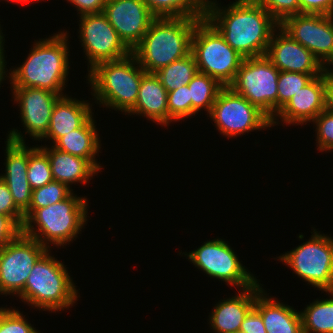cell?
I'll return each instance as SVG.
<instances>
[{
    "label": "cell",
    "mask_w": 333,
    "mask_h": 333,
    "mask_svg": "<svg viewBox=\"0 0 333 333\" xmlns=\"http://www.w3.org/2000/svg\"><path fill=\"white\" fill-rule=\"evenodd\" d=\"M235 1L209 0L205 19L244 58L264 56L280 24L256 0Z\"/></svg>",
    "instance_id": "1"
},
{
    "label": "cell",
    "mask_w": 333,
    "mask_h": 333,
    "mask_svg": "<svg viewBox=\"0 0 333 333\" xmlns=\"http://www.w3.org/2000/svg\"><path fill=\"white\" fill-rule=\"evenodd\" d=\"M68 35L60 30L51 37L34 40L22 65L9 69L11 87L47 89L66 95L63 91L70 68Z\"/></svg>",
    "instance_id": "2"
},
{
    "label": "cell",
    "mask_w": 333,
    "mask_h": 333,
    "mask_svg": "<svg viewBox=\"0 0 333 333\" xmlns=\"http://www.w3.org/2000/svg\"><path fill=\"white\" fill-rule=\"evenodd\" d=\"M201 19L156 18L141 42L132 50L146 73H156L191 52V38Z\"/></svg>",
    "instance_id": "3"
},
{
    "label": "cell",
    "mask_w": 333,
    "mask_h": 333,
    "mask_svg": "<svg viewBox=\"0 0 333 333\" xmlns=\"http://www.w3.org/2000/svg\"><path fill=\"white\" fill-rule=\"evenodd\" d=\"M145 73L135 55L130 53L118 60L96 64L88 71L87 80L97 104L126 115L135 107Z\"/></svg>",
    "instance_id": "4"
},
{
    "label": "cell",
    "mask_w": 333,
    "mask_h": 333,
    "mask_svg": "<svg viewBox=\"0 0 333 333\" xmlns=\"http://www.w3.org/2000/svg\"><path fill=\"white\" fill-rule=\"evenodd\" d=\"M87 201L85 196L78 197L73 192L62 201L39 208L24 222L22 233L49 250L52 244L64 248L78 238L88 221Z\"/></svg>",
    "instance_id": "5"
},
{
    "label": "cell",
    "mask_w": 333,
    "mask_h": 333,
    "mask_svg": "<svg viewBox=\"0 0 333 333\" xmlns=\"http://www.w3.org/2000/svg\"><path fill=\"white\" fill-rule=\"evenodd\" d=\"M51 255L50 249L34 265L18 298L31 308L56 313L71 308L80 295L67 265Z\"/></svg>",
    "instance_id": "6"
},
{
    "label": "cell",
    "mask_w": 333,
    "mask_h": 333,
    "mask_svg": "<svg viewBox=\"0 0 333 333\" xmlns=\"http://www.w3.org/2000/svg\"><path fill=\"white\" fill-rule=\"evenodd\" d=\"M191 52L198 71L209 75L224 87L233 83L244 60L205 18L194 28Z\"/></svg>",
    "instance_id": "7"
},
{
    "label": "cell",
    "mask_w": 333,
    "mask_h": 333,
    "mask_svg": "<svg viewBox=\"0 0 333 333\" xmlns=\"http://www.w3.org/2000/svg\"><path fill=\"white\" fill-rule=\"evenodd\" d=\"M316 230L313 228L308 241L275 259L323 293L333 291V237Z\"/></svg>",
    "instance_id": "8"
},
{
    "label": "cell",
    "mask_w": 333,
    "mask_h": 333,
    "mask_svg": "<svg viewBox=\"0 0 333 333\" xmlns=\"http://www.w3.org/2000/svg\"><path fill=\"white\" fill-rule=\"evenodd\" d=\"M279 73L265 55L244 58L229 87L272 120L278 112Z\"/></svg>",
    "instance_id": "9"
},
{
    "label": "cell",
    "mask_w": 333,
    "mask_h": 333,
    "mask_svg": "<svg viewBox=\"0 0 333 333\" xmlns=\"http://www.w3.org/2000/svg\"><path fill=\"white\" fill-rule=\"evenodd\" d=\"M197 269L207 276L226 282L232 287L242 290L258 283V279L239 260V256L231 248L228 241L215 238L204 242L200 247L183 252Z\"/></svg>",
    "instance_id": "10"
},
{
    "label": "cell",
    "mask_w": 333,
    "mask_h": 333,
    "mask_svg": "<svg viewBox=\"0 0 333 333\" xmlns=\"http://www.w3.org/2000/svg\"><path fill=\"white\" fill-rule=\"evenodd\" d=\"M208 115L216 130L227 138L272 127L265 113L229 86L219 92Z\"/></svg>",
    "instance_id": "11"
},
{
    "label": "cell",
    "mask_w": 333,
    "mask_h": 333,
    "mask_svg": "<svg viewBox=\"0 0 333 333\" xmlns=\"http://www.w3.org/2000/svg\"><path fill=\"white\" fill-rule=\"evenodd\" d=\"M49 249L22 232L0 249V295L19 297L34 265Z\"/></svg>",
    "instance_id": "12"
},
{
    "label": "cell",
    "mask_w": 333,
    "mask_h": 333,
    "mask_svg": "<svg viewBox=\"0 0 333 333\" xmlns=\"http://www.w3.org/2000/svg\"><path fill=\"white\" fill-rule=\"evenodd\" d=\"M79 19L78 38L88 61L87 71L100 62L118 60L132 53L103 12L80 15Z\"/></svg>",
    "instance_id": "13"
},
{
    "label": "cell",
    "mask_w": 333,
    "mask_h": 333,
    "mask_svg": "<svg viewBox=\"0 0 333 333\" xmlns=\"http://www.w3.org/2000/svg\"><path fill=\"white\" fill-rule=\"evenodd\" d=\"M280 27L325 67L333 60V15L300 13L286 18Z\"/></svg>",
    "instance_id": "14"
},
{
    "label": "cell",
    "mask_w": 333,
    "mask_h": 333,
    "mask_svg": "<svg viewBox=\"0 0 333 333\" xmlns=\"http://www.w3.org/2000/svg\"><path fill=\"white\" fill-rule=\"evenodd\" d=\"M329 76L325 71L314 77L290 98L271 120L272 127L282 123L291 125L309 124L327 108ZM280 119V121H279Z\"/></svg>",
    "instance_id": "15"
},
{
    "label": "cell",
    "mask_w": 333,
    "mask_h": 333,
    "mask_svg": "<svg viewBox=\"0 0 333 333\" xmlns=\"http://www.w3.org/2000/svg\"><path fill=\"white\" fill-rule=\"evenodd\" d=\"M103 14L131 51L157 18L143 0H107Z\"/></svg>",
    "instance_id": "16"
},
{
    "label": "cell",
    "mask_w": 333,
    "mask_h": 333,
    "mask_svg": "<svg viewBox=\"0 0 333 333\" xmlns=\"http://www.w3.org/2000/svg\"><path fill=\"white\" fill-rule=\"evenodd\" d=\"M5 144V173L0 178L6 183L16 206L24 213L31 203L32 188L27 178L29 147L23 133L15 128L8 132Z\"/></svg>",
    "instance_id": "17"
},
{
    "label": "cell",
    "mask_w": 333,
    "mask_h": 333,
    "mask_svg": "<svg viewBox=\"0 0 333 333\" xmlns=\"http://www.w3.org/2000/svg\"><path fill=\"white\" fill-rule=\"evenodd\" d=\"M14 103L20 109V119L25 130L35 141L44 140L50 125L52 110L59 95L47 89L10 87Z\"/></svg>",
    "instance_id": "18"
},
{
    "label": "cell",
    "mask_w": 333,
    "mask_h": 333,
    "mask_svg": "<svg viewBox=\"0 0 333 333\" xmlns=\"http://www.w3.org/2000/svg\"><path fill=\"white\" fill-rule=\"evenodd\" d=\"M265 56L279 71L311 74L313 77L326 71V67L311 51L280 26L274 31Z\"/></svg>",
    "instance_id": "19"
},
{
    "label": "cell",
    "mask_w": 333,
    "mask_h": 333,
    "mask_svg": "<svg viewBox=\"0 0 333 333\" xmlns=\"http://www.w3.org/2000/svg\"><path fill=\"white\" fill-rule=\"evenodd\" d=\"M262 286L258 282L255 286L242 289L237 295L216 303L208 319L210 329L215 333H234L240 330L241 323L254 307L256 295L263 289Z\"/></svg>",
    "instance_id": "20"
},
{
    "label": "cell",
    "mask_w": 333,
    "mask_h": 333,
    "mask_svg": "<svg viewBox=\"0 0 333 333\" xmlns=\"http://www.w3.org/2000/svg\"><path fill=\"white\" fill-rule=\"evenodd\" d=\"M92 104L88 100L63 95L55 103L45 141L53 145L65 134L82 127L93 115Z\"/></svg>",
    "instance_id": "21"
},
{
    "label": "cell",
    "mask_w": 333,
    "mask_h": 333,
    "mask_svg": "<svg viewBox=\"0 0 333 333\" xmlns=\"http://www.w3.org/2000/svg\"><path fill=\"white\" fill-rule=\"evenodd\" d=\"M266 292L263 288L256 295L254 308L261 314L267 333H303L300 312Z\"/></svg>",
    "instance_id": "22"
},
{
    "label": "cell",
    "mask_w": 333,
    "mask_h": 333,
    "mask_svg": "<svg viewBox=\"0 0 333 333\" xmlns=\"http://www.w3.org/2000/svg\"><path fill=\"white\" fill-rule=\"evenodd\" d=\"M168 92L155 73H145L135 107L127 115H139L160 126H168Z\"/></svg>",
    "instance_id": "23"
},
{
    "label": "cell",
    "mask_w": 333,
    "mask_h": 333,
    "mask_svg": "<svg viewBox=\"0 0 333 333\" xmlns=\"http://www.w3.org/2000/svg\"><path fill=\"white\" fill-rule=\"evenodd\" d=\"M50 161L53 180L67 185L89 183L99 171L87 160L56 149L53 145L39 146Z\"/></svg>",
    "instance_id": "24"
},
{
    "label": "cell",
    "mask_w": 333,
    "mask_h": 333,
    "mask_svg": "<svg viewBox=\"0 0 333 333\" xmlns=\"http://www.w3.org/2000/svg\"><path fill=\"white\" fill-rule=\"evenodd\" d=\"M95 123L92 116L82 127L65 134L53 146L63 152L87 159L100 172L102 166L96 156H99L102 144Z\"/></svg>",
    "instance_id": "25"
},
{
    "label": "cell",
    "mask_w": 333,
    "mask_h": 333,
    "mask_svg": "<svg viewBox=\"0 0 333 333\" xmlns=\"http://www.w3.org/2000/svg\"><path fill=\"white\" fill-rule=\"evenodd\" d=\"M329 298L315 299L300 311L303 333H333V291Z\"/></svg>",
    "instance_id": "26"
},
{
    "label": "cell",
    "mask_w": 333,
    "mask_h": 333,
    "mask_svg": "<svg viewBox=\"0 0 333 333\" xmlns=\"http://www.w3.org/2000/svg\"><path fill=\"white\" fill-rule=\"evenodd\" d=\"M157 18L189 17L204 19L209 0H143Z\"/></svg>",
    "instance_id": "27"
},
{
    "label": "cell",
    "mask_w": 333,
    "mask_h": 333,
    "mask_svg": "<svg viewBox=\"0 0 333 333\" xmlns=\"http://www.w3.org/2000/svg\"><path fill=\"white\" fill-rule=\"evenodd\" d=\"M188 87L192 101V116L198 115V112L203 109L207 112L208 117L219 92L224 86L209 75L198 71L188 83Z\"/></svg>",
    "instance_id": "28"
},
{
    "label": "cell",
    "mask_w": 333,
    "mask_h": 333,
    "mask_svg": "<svg viewBox=\"0 0 333 333\" xmlns=\"http://www.w3.org/2000/svg\"><path fill=\"white\" fill-rule=\"evenodd\" d=\"M198 72L196 60L192 52L163 67L155 74L159 77L167 92L188 85L194 75Z\"/></svg>",
    "instance_id": "29"
},
{
    "label": "cell",
    "mask_w": 333,
    "mask_h": 333,
    "mask_svg": "<svg viewBox=\"0 0 333 333\" xmlns=\"http://www.w3.org/2000/svg\"><path fill=\"white\" fill-rule=\"evenodd\" d=\"M73 189L67 185L51 181L50 183L32 191V199L29 208L24 212V222L39 208L53 205L68 198Z\"/></svg>",
    "instance_id": "30"
},
{
    "label": "cell",
    "mask_w": 333,
    "mask_h": 333,
    "mask_svg": "<svg viewBox=\"0 0 333 333\" xmlns=\"http://www.w3.org/2000/svg\"><path fill=\"white\" fill-rule=\"evenodd\" d=\"M27 178L32 190L53 181L48 155L36 145L29 147Z\"/></svg>",
    "instance_id": "31"
},
{
    "label": "cell",
    "mask_w": 333,
    "mask_h": 333,
    "mask_svg": "<svg viewBox=\"0 0 333 333\" xmlns=\"http://www.w3.org/2000/svg\"><path fill=\"white\" fill-rule=\"evenodd\" d=\"M168 126L170 123L192 117V101L188 85L168 92Z\"/></svg>",
    "instance_id": "32"
},
{
    "label": "cell",
    "mask_w": 333,
    "mask_h": 333,
    "mask_svg": "<svg viewBox=\"0 0 333 333\" xmlns=\"http://www.w3.org/2000/svg\"><path fill=\"white\" fill-rule=\"evenodd\" d=\"M314 77L311 74L299 72L280 71L278 78V111L293 97L301 88L309 83Z\"/></svg>",
    "instance_id": "33"
},
{
    "label": "cell",
    "mask_w": 333,
    "mask_h": 333,
    "mask_svg": "<svg viewBox=\"0 0 333 333\" xmlns=\"http://www.w3.org/2000/svg\"><path fill=\"white\" fill-rule=\"evenodd\" d=\"M23 313L14 307L0 309V333H40Z\"/></svg>",
    "instance_id": "34"
},
{
    "label": "cell",
    "mask_w": 333,
    "mask_h": 333,
    "mask_svg": "<svg viewBox=\"0 0 333 333\" xmlns=\"http://www.w3.org/2000/svg\"><path fill=\"white\" fill-rule=\"evenodd\" d=\"M312 122L316 127L317 150L333 152V113L326 108Z\"/></svg>",
    "instance_id": "35"
},
{
    "label": "cell",
    "mask_w": 333,
    "mask_h": 333,
    "mask_svg": "<svg viewBox=\"0 0 333 333\" xmlns=\"http://www.w3.org/2000/svg\"><path fill=\"white\" fill-rule=\"evenodd\" d=\"M279 24L300 14L299 0H256Z\"/></svg>",
    "instance_id": "36"
},
{
    "label": "cell",
    "mask_w": 333,
    "mask_h": 333,
    "mask_svg": "<svg viewBox=\"0 0 333 333\" xmlns=\"http://www.w3.org/2000/svg\"><path fill=\"white\" fill-rule=\"evenodd\" d=\"M0 214L9 216L21 229L24 213L16 206L6 183L0 178Z\"/></svg>",
    "instance_id": "37"
},
{
    "label": "cell",
    "mask_w": 333,
    "mask_h": 333,
    "mask_svg": "<svg viewBox=\"0 0 333 333\" xmlns=\"http://www.w3.org/2000/svg\"><path fill=\"white\" fill-rule=\"evenodd\" d=\"M21 232L22 229L9 216L0 214V249Z\"/></svg>",
    "instance_id": "38"
},
{
    "label": "cell",
    "mask_w": 333,
    "mask_h": 333,
    "mask_svg": "<svg viewBox=\"0 0 333 333\" xmlns=\"http://www.w3.org/2000/svg\"><path fill=\"white\" fill-rule=\"evenodd\" d=\"M300 13L333 15V0H299Z\"/></svg>",
    "instance_id": "39"
},
{
    "label": "cell",
    "mask_w": 333,
    "mask_h": 333,
    "mask_svg": "<svg viewBox=\"0 0 333 333\" xmlns=\"http://www.w3.org/2000/svg\"><path fill=\"white\" fill-rule=\"evenodd\" d=\"M240 330L245 333H267L261 314L254 307L245 316Z\"/></svg>",
    "instance_id": "40"
},
{
    "label": "cell",
    "mask_w": 333,
    "mask_h": 333,
    "mask_svg": "<svg viewBox=\"0 0 333 333\" xmlns=\"http://www.w3.org/2000/svg\"><path fill=\"white\" fill-rule=\"evenodd\" d=\"M74 5L77 15L101 13L105 7L107 0H66Z\"/></svg>",
    "instance_id": "41"
},
{
    "label": "cell",
    "mask_w": 333,
    "mask_h": 333,
    "mask_svg": "<svg viewBox=\"0 0 333 333\" xmlns=\"http://www.w3.org/2000/svg\"><path fill=\"white\" fill-rule=\"evenodd\" d=\"M4 52H5V50H4V44H0V85H1V83L3 84V81L6 80L7 77L10 78V74H8L10 72L7 70V68H5L7 62H6V59H5V55H4L5 53Z\"/></svg>",
    "instance_id": "42"
},
{
    "label": "cell",
    "mask_w": 333,
    "mask_h": 333,
    "mask_svg": "<svg viewBox=\"0 0 333 333\" xmlns=\"http://www.w3.org/2000/svg\"><path fill=\"white\" fill-rule=\"evenodd\" d=\"M327 109L333 113V82H329L327 90Z\"/></svg>",
    "instance_id": "43"
},
{
    "label": "cell",
    "mask_w": 333,
    "mask_h": 333,
    "mask_svg": "<svg viewBox=\"0 0 333 333\" xmlns=\"http://www.w3.org/2000/svg\"><path fill=\"white\" fill-rule=\"evenodd\" d=\"M332 65V66H330ZM331 68H330V67ZM330 68V69H329ZM326 72L328 73L329 76V80L330 82H333V60L328 64V66L326 67Z\"/></svg>",
    "instance_id": "44"
},
{
    "label": "cell",
    "mask_w": 333,
    "mask_h": 333,
    "mask_svg": "<svg viewBox=\"0 0 333 333\" xmlns=\"http://www.w3.org/2000/svg\"><path fill=\"white\" fill-rule=\"evenodd\" d=\"M3 1H7V2H10V3H11V2H15V3H17V4H18V3H21V4H23V3L25 4V3H26V4H27V3H29V2H30V3H31V2L33 3V2H35V1H36V2H38V1L40 2L41 0H3ZM43 1H44V0H43Z\"/></svg>",
    "instance_id": "45"
},
{
    "label": "cell",
    "mask_w": 333,
    "mask_h": 333,
    "mask_svg": "<svg viewBox=\"0 0 333 333\" xmlns=\"http://www.w3.org/2000/svg\"><path fill=\"white\" fill-rule=\"evenodd\" d=\"M4 36L5 35L3 34L2 30H1V24H0V44H4V42H5Z\"/></svg>",
    "instance_id": "46"
},
{
    "label": "cell",
    "mask_w": 333,
    "mask_h": 333,
    "mask_svg": "<svg viewBox=\"0 0 333 333\" xmlns=\"http://www.w3.org/2000/svg\"><path fill=\"white\" fill-rule=\"evenodd\" d=\"M234 333H245V332H243V331H241V330H238V331H236V332H234Z\"/></svg>",
    "instance_id": "47"
}]
</instances>
